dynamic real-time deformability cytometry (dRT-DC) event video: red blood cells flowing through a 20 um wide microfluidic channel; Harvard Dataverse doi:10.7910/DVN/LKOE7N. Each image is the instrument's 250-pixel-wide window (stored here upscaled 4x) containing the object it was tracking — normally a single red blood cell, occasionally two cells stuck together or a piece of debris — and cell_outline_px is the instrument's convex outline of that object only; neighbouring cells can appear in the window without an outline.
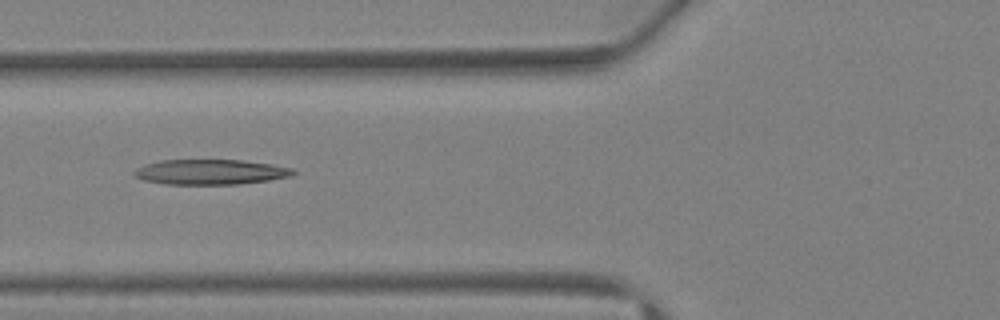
{"species": "Egyptian fruit bat (a non-hibernating species)", "species_latin": "Rousettus aegyptiacus", "temperature_condition": "warm", "stored_images_in_passage": 5, "camera_frame_rate_fps": 3000, "um_per_image_px": 0.085, "animal": {"sex": "female"}, "frame": {"image": 1, "passage_image": 5, "time_ms": 4.667, "image_size_px": [1000, 320], "cell_outline_px": [[296, 172], [292, 176], [268, 180], [236, 184], [164, 184], [144, 180], [136, 176], [132, 172], [136, 168], [160, 160], [240, 160], [272, 164], [292, 168]], "centroid_in_image_um": [17.9, 14.62], "position_along_channel_um": 107.9, "area_um2": 23.12}}